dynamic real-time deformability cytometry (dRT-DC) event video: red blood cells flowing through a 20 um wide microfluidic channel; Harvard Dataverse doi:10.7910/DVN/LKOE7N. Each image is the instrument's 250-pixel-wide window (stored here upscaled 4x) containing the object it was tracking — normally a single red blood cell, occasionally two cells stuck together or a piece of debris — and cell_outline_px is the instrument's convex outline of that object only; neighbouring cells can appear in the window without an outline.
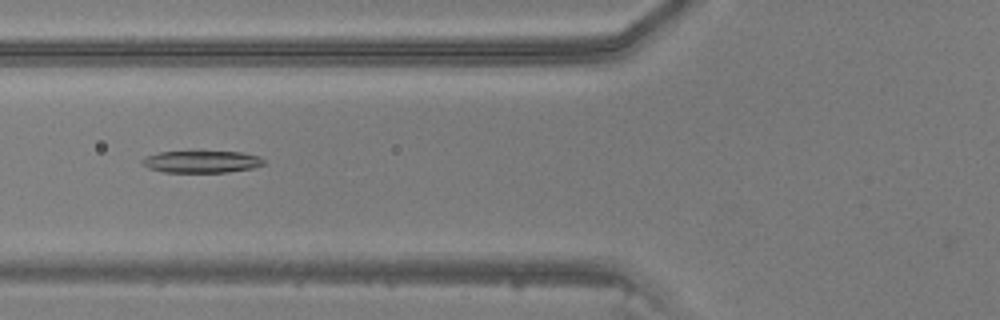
{"species": "common noctule bat (a hibernating species)", "species_latin": "Nyctalus noctula", "temperature_condition": "warm", "stored_images_in_passage": 42, "camera_frame_rate_fps": 3000, "um_per_image_px": 0.085, "animal": {"sex": "male", "body_mass_g": 20.5, "forearm_length_mm": 52.5}, "frame": {"image": 1, "passage_image": 14, "time_ms": 4.333, "image_size_px": [1000, 320], "cell_outline_px": [[264, 164], [252, 168], [228, 172], [164, 172], [148, 168], [140, 160], [148, 156], [160, 152], [240, 152], [260, 156], [264, 160]], "centroid_in_image_um": [17.16, 13.75], "position_along_channel_um": 108.6, "area_um2": 15.37}}
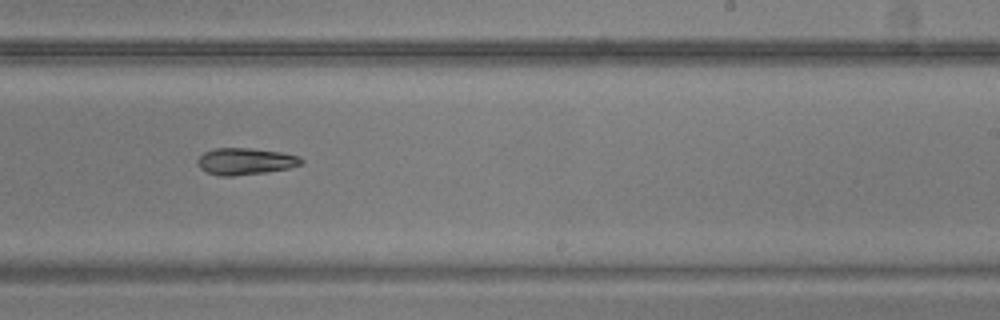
{"frame": {"image": 2, "passage_image": 25, "time_ms": 8.0, "image_size_px": [1000, 320], "cell_outline_px": [[304, 160], [300, 164], [288, 168], [264, 172], [232, 176], [220, 176], [208, 172], [200, 168], [196, 160], [204, 152], [216, 148], [252, 148], [284, 152], [300, 156]], "centroid_in_image_um": [20.86, 13.7], "position_along_channel_um": 268.1, "area_um2": 16.13}}
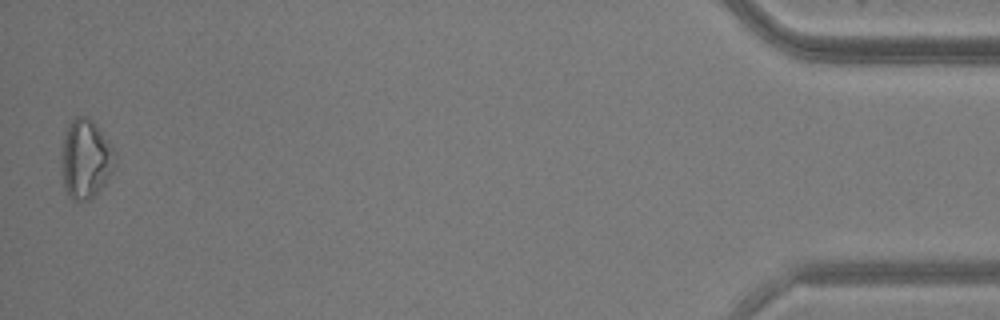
{"frame": {"image": 3, "passage_image": 42, "time_ms": 13.667, "image_size_px": [1000, 320], "cell_outline_px": [[116, 164], [112, 172], [104, 184], [88, 200], [72, 200], [68, 196], [64, 188], [60, 160], [60, 152], [64, 132], [72, 120], [76, 116], [84, 116], [92, 120], [96, 124], [116, 152]], "centroid_in_image_um": [7.25, 13.5], "position_along_channel_um": 427.9, "area_um2": 24.97}}